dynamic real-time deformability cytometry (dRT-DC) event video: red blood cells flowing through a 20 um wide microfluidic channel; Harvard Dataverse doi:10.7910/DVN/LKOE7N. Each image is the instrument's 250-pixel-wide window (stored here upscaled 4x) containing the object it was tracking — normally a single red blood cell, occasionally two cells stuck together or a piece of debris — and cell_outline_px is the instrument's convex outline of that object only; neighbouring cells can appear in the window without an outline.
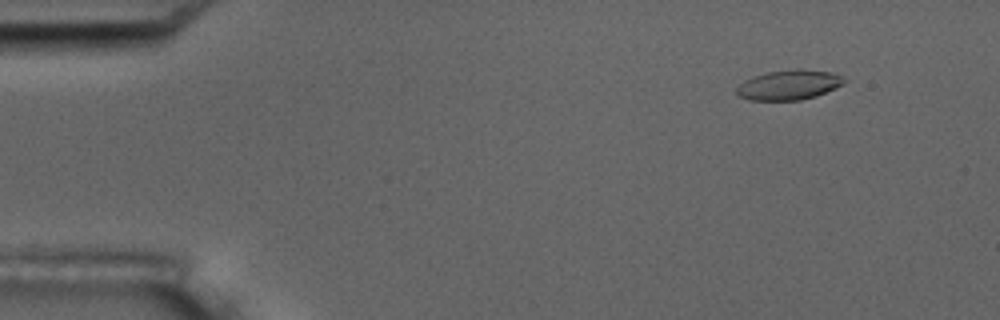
{"species": "common noctule bat (a hibernating species)", "species_latin": "Nyctalus noctula", "temperature_condition": "room temperature", "stored_images_in_passage": 4, "camera_frame_rate_fps": 3000, "um_per_image_px": 0.085, "animal": {"sex": "male", "body_mass_g": 17.5, "forearm_length_mm": 52.3}, "frame": {"image": 1, "passage_image": 1, "time_ms": 0.0, "image_size_px": [1000, 320], "cell_outline_px": [[848, 80], [816, 96], [800, 100], [748, 100], [736, 96], [736, 88], [744, 80], [752, 76], [768, 72], [828, 72], [840, 76]], "centroid_in_image_um": [66.93, 7.28], "position_along_channel_um": 18.1, "area_um2": 17.69}}
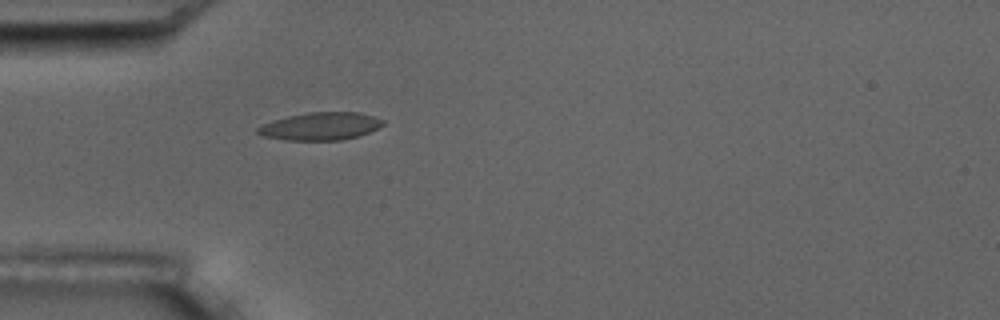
{"frame": {"image": 2, "passage_image": 4, "time_ms": 3.667, "image_size_px": [1000, 320], "cell_outline_px": [[384, 124], [368, 132], [356, 136], [340, 140], [288, 140], [264, 136], [256, 132], [256, 128], [272, 120], [288, 116], [308, 112], [360, 112], [384, 120]], "centroid_in_image_um": [27.22, 10.72], "position_along_channel_um": 57.8, "area_um2": 20.0}}